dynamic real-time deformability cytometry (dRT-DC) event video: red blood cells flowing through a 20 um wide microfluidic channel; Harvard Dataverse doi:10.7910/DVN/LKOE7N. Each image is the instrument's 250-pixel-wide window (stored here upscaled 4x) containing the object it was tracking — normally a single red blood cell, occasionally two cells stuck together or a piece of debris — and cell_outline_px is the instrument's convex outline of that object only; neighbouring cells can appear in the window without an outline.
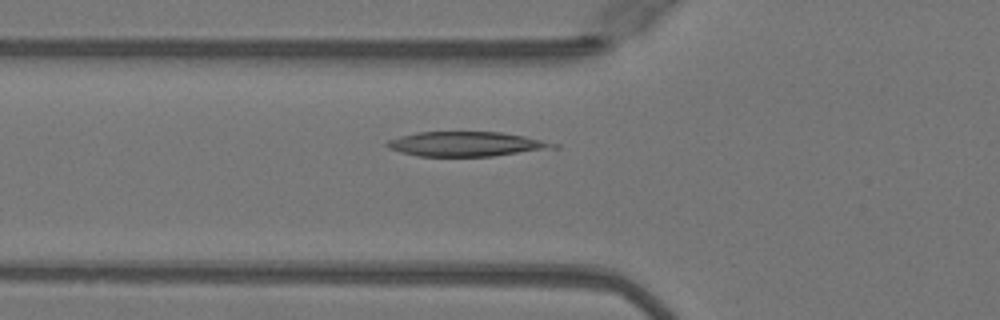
{"species": "Egyptian fruit bat (a non-hibernating species)", "species_latin": "Rousettus aegyptiacus", "temperature_condition": "warm", "stored_images_in_passage": 30, "camera_frame_rate_fps": 3000, "um_per_image_px": 0.085, "animal": {"sex": "female"}, "frame": {"image": 1, "passage_image": 2, "time_ms": 0.333, "image_size_px": [1000, 320], "cell_outline_px": [[560, 148], [492, 156], [416, 156], [400, 152], [388, 148], [384, 144], [388, 140], [400, 136], [416, 132], [500, 132], [524, 136], [560, 144]], "centroid_in_image_um": [39.65, 12.24], "position_along_channel_um": 86.2, "area_um2": 24.04}}
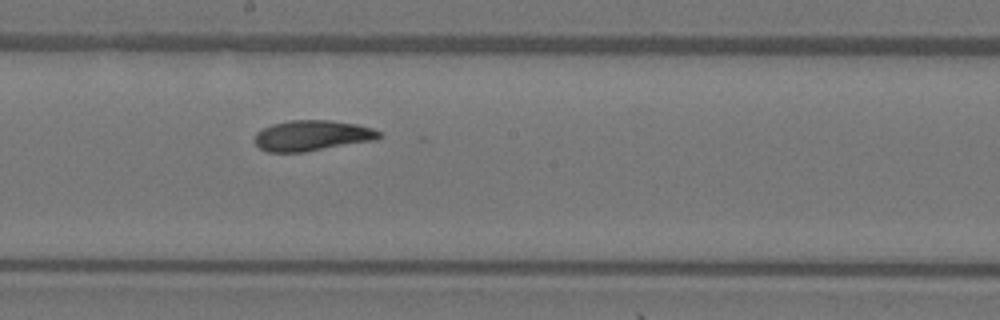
{"frame": {"image": 2, "passage_image": 12, "time_ms": 3.667, "image_size_px": [1000, 320], "cell_outline_px": [[384, 136], [376, 140], [304, 152], [268, 152], [260, 148], [256, 144], [256, 132], [272, 124], [288, 120], [332, 120], [356, 124], [372, 128], [380, 132]], "centroid_in_image_um": [26.56, 11.52], "position_along_channel_um": 221.6, "area_um2": 22.2}}
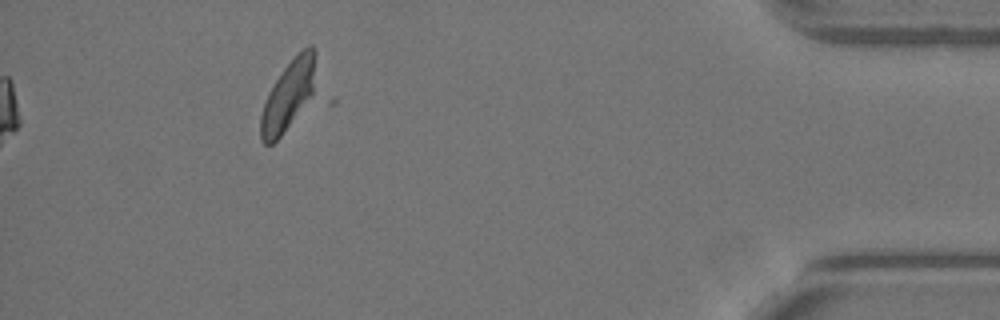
{"frame": {"image": 3, "passage_image": 30, "time_ms": 9.667, "image_size_px": [1000, 320], "cell_outline_px": [[316, 52], [312, 92], [280, 136], [272, 144], [264, 144], [260, 140], [260, 116], [268, 92], [284, 68], [308, 44], [312, 44]], "centroid_in_image_um": [24.45, 8.09], "position_along_channel_um": 410.7, "area_um2": 21.33}}